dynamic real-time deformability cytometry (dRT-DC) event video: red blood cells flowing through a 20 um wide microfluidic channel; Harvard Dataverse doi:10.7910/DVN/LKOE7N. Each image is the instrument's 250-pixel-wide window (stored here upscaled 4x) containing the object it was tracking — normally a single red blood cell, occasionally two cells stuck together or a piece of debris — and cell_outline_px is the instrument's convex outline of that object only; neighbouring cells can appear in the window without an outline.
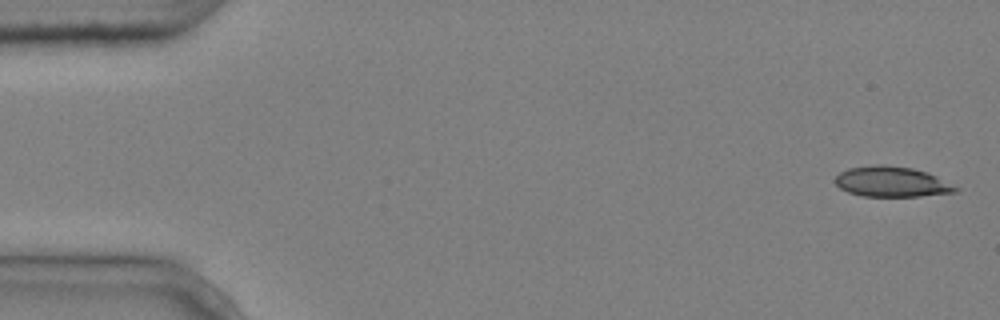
{"species": "common noctule bat (a hibernating species)", "species_latin": "Nyctalus noctula", "temperature_condition": "cold", "stored_images_in_passage": 5, "camera_frame_rate_fps": 3000, "um_per_image_px": 0.085, "animal": {"sex": "male", "body_mass_g": 20.4}, "frame": {"image": 1, "passage_image": 1, "time_ms": 0.0, "image_size_px": [1000, 320], "cell_outline_px": [[960, 188], [956, 192], [920, 196], [864, 196], [848, 192], [840, 188], [836, 184], [836, 176], [840, 172], [848, 168], [872, 164], [884, 164], [912, 168], [928, 172]], "centroid_in_image_um": [75.79, 15.43], "position_along_channel_um": 9.2, "area_um2": 21.33}}
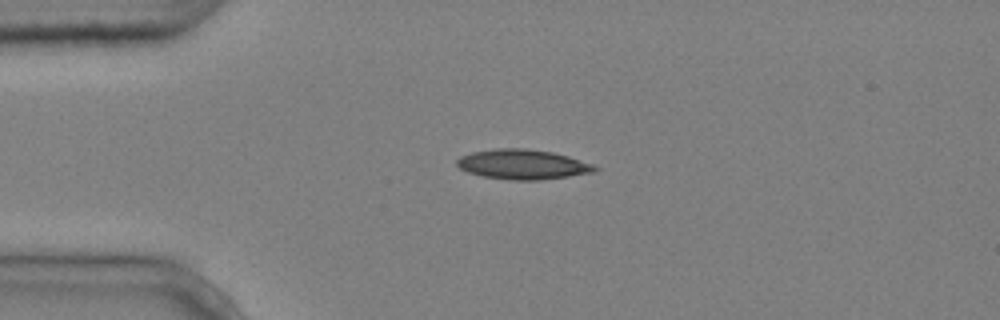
{"frame": {"image": 2, "passage_image": 4, "time_ms": 1.0, "image_size_px": [1000, 320], "cell_outline_px": [[600, 168], [596, 172], [540, 180], [512, 180], [484, 176], [468, 172], [460, 168], [456, 164], [456, 160], [460, 156], [472, 152], [496, 148], [528, 148], [552, 152], [568, 156], [592, 164]], "centroid_in_image_um": [44.44, 13.96], "position_along_channel_um": 40.6, "area_um2": 23.99}}